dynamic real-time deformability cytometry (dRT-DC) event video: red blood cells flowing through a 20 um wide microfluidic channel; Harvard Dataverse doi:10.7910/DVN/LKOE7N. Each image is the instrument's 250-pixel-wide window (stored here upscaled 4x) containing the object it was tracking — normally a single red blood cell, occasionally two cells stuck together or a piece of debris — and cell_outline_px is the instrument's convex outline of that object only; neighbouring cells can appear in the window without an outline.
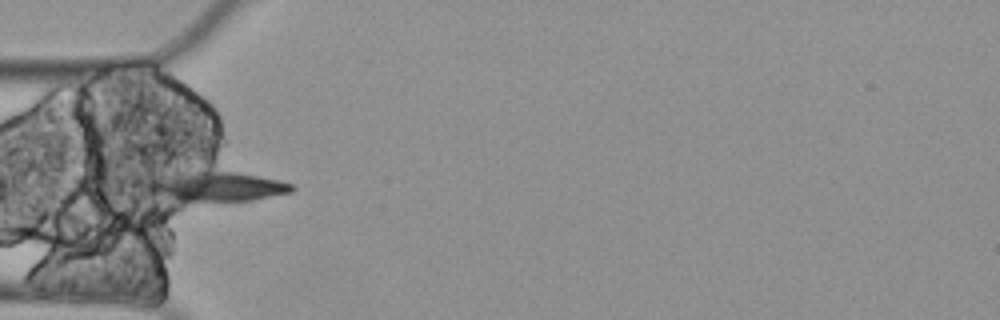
{"species": "Egyptian fruit bat (a non-hibernating species)", "species_latin": "Rousettus aegyptiacus", "temperature_condition": "cold", "stored_images_in_passage": 2, "camera_frame_rate_fps": 3000, "um_per_image_px": 0.085, "animal": {"sex": "female"}, "frame": {"image": 1, "passage_image": 1, "time_ms": 0.0, "image_size_px": [1000, 320], "cell_outline_px": [[296, 188], [292, 192], [252, 200], [176, 208], [148, 188], [144, 184], [148, 180], [156, 176], [168, 172], [236, 172], [280, 180], [292, 184]], "centroid_in_image_um": [18.21, 15.96], "position_along_channel_um": 66.8, "area_um2": 27.34}}
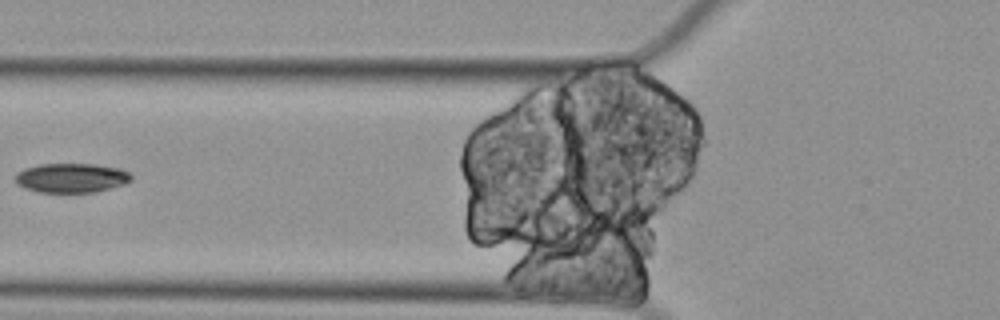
{"frame": {"image": 2, "passage_image": 2, "time_ms": 0.333, "image_size_px": [1000, 320], "cell_outline_px": [[132, 180], [124, 184], [92, 192], [40, 192], [24, 188], [16, 184], [12, 176], [16, 172], [24, 168], [40, 164], [96, 164], [120, 168], [128, 172], [132, 176]], "centroid_in_image_um": [6.01, 15.11], "position_along_channel_um": 119.8, "area_um2": 20.0}}